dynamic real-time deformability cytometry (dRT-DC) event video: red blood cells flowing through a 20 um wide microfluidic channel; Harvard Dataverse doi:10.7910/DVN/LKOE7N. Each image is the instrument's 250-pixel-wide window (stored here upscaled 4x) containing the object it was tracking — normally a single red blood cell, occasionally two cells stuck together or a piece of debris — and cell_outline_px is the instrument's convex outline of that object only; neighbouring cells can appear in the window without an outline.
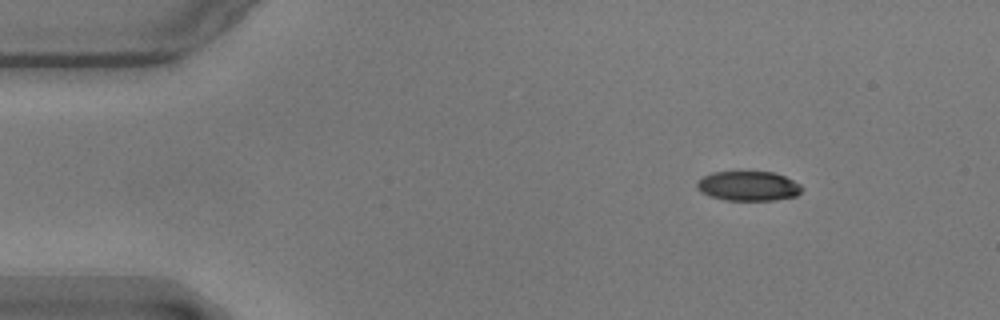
{"species": "common noctule bat (a hibernating species)", "species_latin": "Nyctalus noctula", "temperature_condition": "warm", "stored_images_in_passage": 50, "camera_frame_rate_fps": 3000, "um_per_image_px": 0.085, "animal": {"sex": "male", "body_mass_g": 17.9}, "frame": {"image": 1, "passage_image": 1, "time_ms": 0.0, "image_size_px": [1000, 320], "cell_outline_px": [[804, 188], [796, 196], [776, 200], [724, 200], [700, 192], [696, 188], [696, 180], [712, 172], [772, 172], [784, 176], [800, 184]], "centroid_in_image_um": [63.59, 15.81], "position_along_channel_um": 21.4, "area_um2": 18.15}}
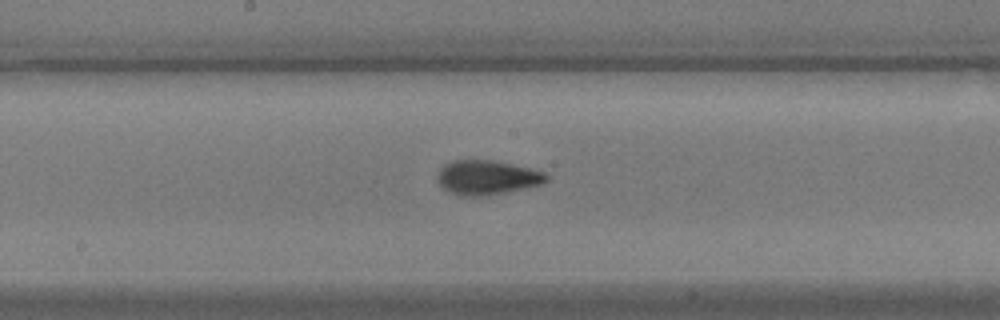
{"frame": {"image": 2, "passage_image": 23, "time_ms": 7.333, "image_size_px": [1000, 320], "cell_outline_px": [[548, 180], [540, 184], [524, 188], [484, 196], [460, 196], [444, 188], [436, 180], [436, 176], [440, 168], [444, 164], [452, 160], [496, 160], [544, 172], [548, 176]], "centroid_in_image_um": [41.36, 15.07], "position_along_channel_um": 206.8, "area_um2": 21.73}}
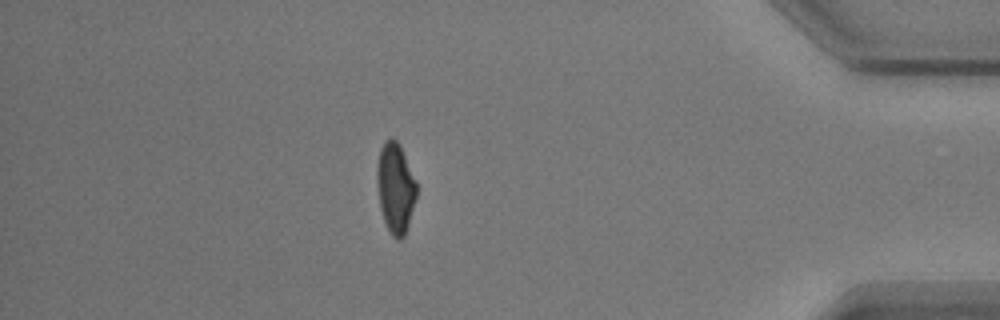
{"frame": {"image": 3, "passage_image": 43, "time_ms": 14.0, "image_size_px": [1000, 320], "cell_outline_px": [[416, 196], [408, 224], [404, 236], [400, 240], [396, 240], [392, 236], [384, 220], [380, 208], [376, 180], [376, 168], [380, 148], [384, 140], [392, 136], [400, 144], [416, 184]], "centroid_in_image_um": [33.58, 15.94], "position_along_channel_um": 401.6, "area_um2": 20.69}, "authors_computed_cell_mechanics": {"area_um2": 20.808, "velocity_mm_per_s": 3.5631, "shape_relaxation_time_tau1_ms": 4.0877, "shape_relaxation_time_tau2_ms": 2.3259, "deformation_change_tau1": 0.155, "deformation_change_tau2": 0.0788}}